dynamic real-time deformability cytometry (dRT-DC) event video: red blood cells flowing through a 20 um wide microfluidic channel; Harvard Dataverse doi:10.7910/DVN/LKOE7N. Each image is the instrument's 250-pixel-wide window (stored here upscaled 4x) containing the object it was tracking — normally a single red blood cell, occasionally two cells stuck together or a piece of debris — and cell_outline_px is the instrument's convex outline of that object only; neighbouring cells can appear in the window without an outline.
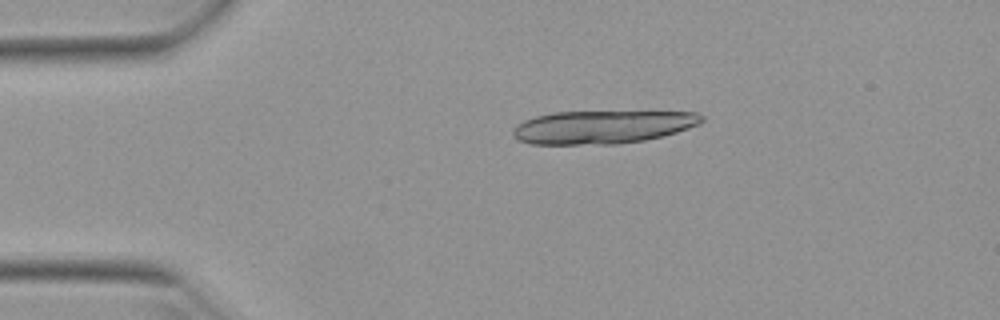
{"species": "Egyptian fruit bat (a non-hibernating species)", "species_latin": "Rousettus aegyptiacus", "temperature_condition": "warm", "stored_images_in_passage": 17, "camera_frame_rate_fps": 3000, "um_per_image_px": 0.085, "animal": {"sex": "female"}, "frame": {"image": 1, "passage_image": 10, "time_ms": 3.0, "image_size_px": [1000, 320], "cell_outline_px": [[704, 120], [700, 124], [676, 132], [644, 140], [620, 144], [528, 144], [516, 140], [512, 136], [512, 132], [524, 120], [536, 116], [552, 112], [696, 112], [704, 116]], "centroid_in_image_um": [51.19, 10.8], "position_along_channel_um": 33.8, "area_um2": 36.36}}